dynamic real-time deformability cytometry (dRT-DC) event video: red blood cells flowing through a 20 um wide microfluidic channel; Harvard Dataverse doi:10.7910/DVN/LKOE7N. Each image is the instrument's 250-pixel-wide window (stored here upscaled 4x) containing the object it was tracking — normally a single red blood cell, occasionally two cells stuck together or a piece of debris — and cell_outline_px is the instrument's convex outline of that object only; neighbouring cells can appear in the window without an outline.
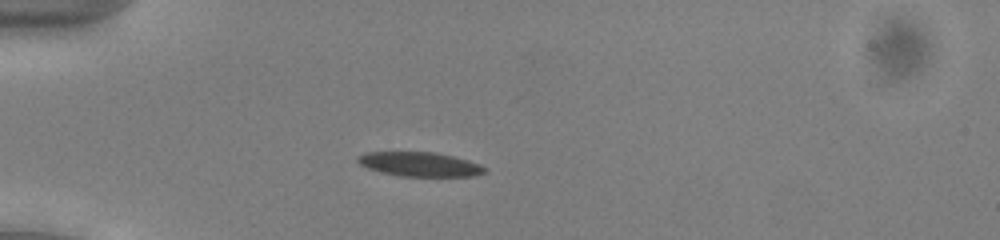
{"species": "common noctule bat (a hibernating species)", "species_latin": "Nyctalus noctula", "temperature_condition": "cold", "stored_images_in_passage": 53, "camera_frame_rate_fps": 3000, "um_per_image_px": 0.085, "animal": {"sex": "male", "body_mass_g": 13.0, "forearm_length_mm": 53.1}, "frame": {"image": 1, "passage_image": 15, "time_ms": 4.667, "image_size_px": [1000, 240], "cell_outline_px": [[488, 168], [484, 172], [476, 176], [400, 176], [380, 172], [368, 168], [360, 164], [356, 160], [356, 156], [364, 152], [436, 152], [468, 160], [480, 164]], "centroid_in_image_um": [35.66, 13.96], "position_along_channel_um": 49.3, "area_um2": 18.09}}
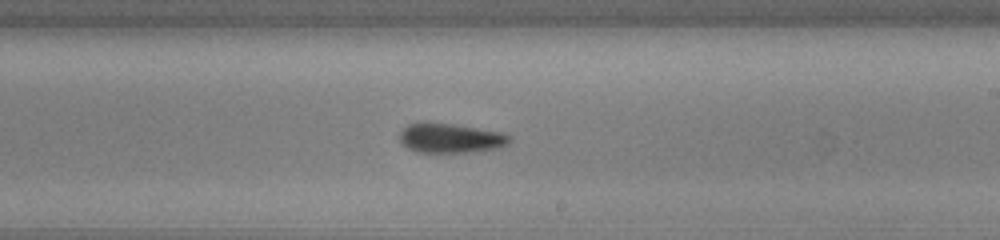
{"frame": {"image": 2, "passage_image": 32, "time_ms": 10.333, "image_size_px": [1000, 240], "cell_outline_px": [[512, 140], [508, 144], [500, 148], [468, 152], [416, 152], [408, 148], [400, 140], [400, 132], [408, 124], [452, 124], [504, 132], [512, 136]], "centroid_in_image_um": [38.39, 11.76], "position_along_channel_um": 250.6, "area_um2": 18.67}}
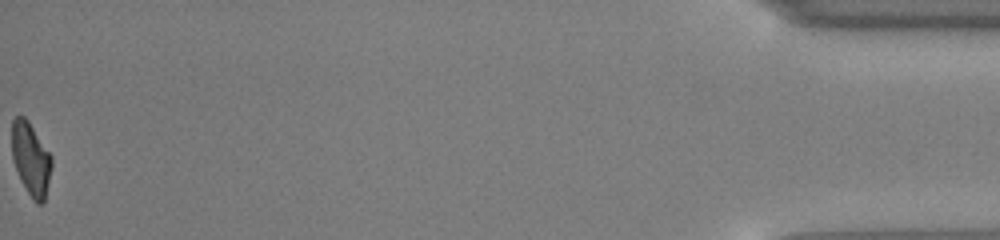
{"frame": {"image": 3, "passage_image": 53, "time_ms": 17.333, "image_size_px": [1000, 240], "cell_outline_px": [[52, 168], [44, 204], [36, 204], [32, 200], [20, 180], [12, 160], [12, 120], [16, 116], [24, 116], [28, 120], [52, 156]], "centroid_in_image_um": [2.63, 13.55], "position_along_channel_um": 432.6, "area_um2": 17.22}, "authors_computed_cell_mechanics": {"area_um2": 18.4382, "velocity_mm_per_s": 3.9332, "shape_relaxation_time_tau1_ms": 4.3416, "shape_relaxation_time_tau2_ms": null, "deformation_change_tau1": 0.1316, "deformation_change_tau2": null}}